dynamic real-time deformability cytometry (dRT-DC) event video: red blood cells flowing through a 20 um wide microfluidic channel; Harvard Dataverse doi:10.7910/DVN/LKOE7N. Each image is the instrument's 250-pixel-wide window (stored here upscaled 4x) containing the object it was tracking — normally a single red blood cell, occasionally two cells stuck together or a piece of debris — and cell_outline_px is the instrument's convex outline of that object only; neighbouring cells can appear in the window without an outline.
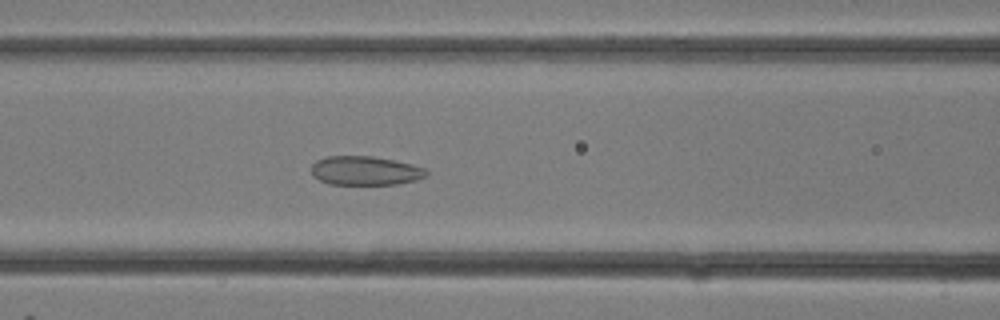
{"species": "common noctule bat (a hibernating species)", "species_latin": "Nyctalus noctula", "temperature_condition": "room temperature", "stored_images_in_passage": 14, "camera_frame_rate_fps": 3000, "um_per_image_px": 0.085, "animal": {"sex": "female"}, "frame": {"image": 1, "passage_image": 12, "time_ms": 3.667, "image_size_px": [1000, 320], "cell_outline_px": [[428, 176], [416, 180], [396, 184], [328, 184], [312, 176], [312, 164], [316, 160], [328, 156], [372, 156], [412, 164], [424, 168], [428, 172]], "centroid_in_image_um": [31.04, 14.51], "position_along_channel_um": 135.6, "area_um2": 19.42}}
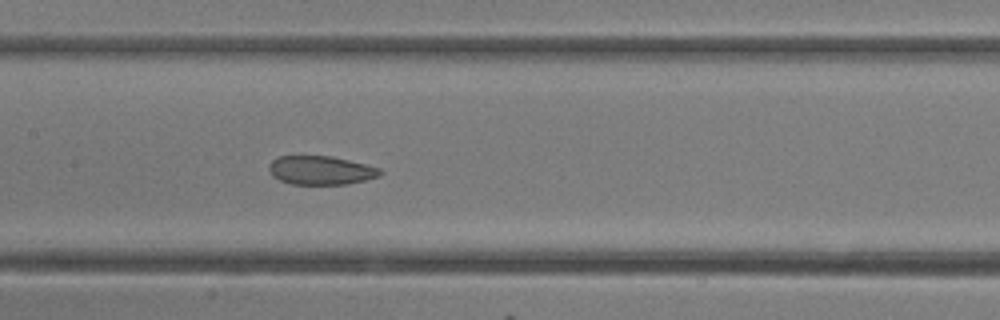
{"frame": {"image": 2, "passage_image": 14, "time_ms": 4.333, "image_size_px": [1000, 320], "cell_outline_px": [[384, 172], [380, 176], [348, 184], [292, 184], [280, 180], [272, 176], [268, 168], [268, 164], [272, 160], [280, 156], [332, 156], [380, 168]], "centroid_in_image_um": [27.26, 14.47], "position_along_channel_um": 180.1, "area_um2": 18.61}}